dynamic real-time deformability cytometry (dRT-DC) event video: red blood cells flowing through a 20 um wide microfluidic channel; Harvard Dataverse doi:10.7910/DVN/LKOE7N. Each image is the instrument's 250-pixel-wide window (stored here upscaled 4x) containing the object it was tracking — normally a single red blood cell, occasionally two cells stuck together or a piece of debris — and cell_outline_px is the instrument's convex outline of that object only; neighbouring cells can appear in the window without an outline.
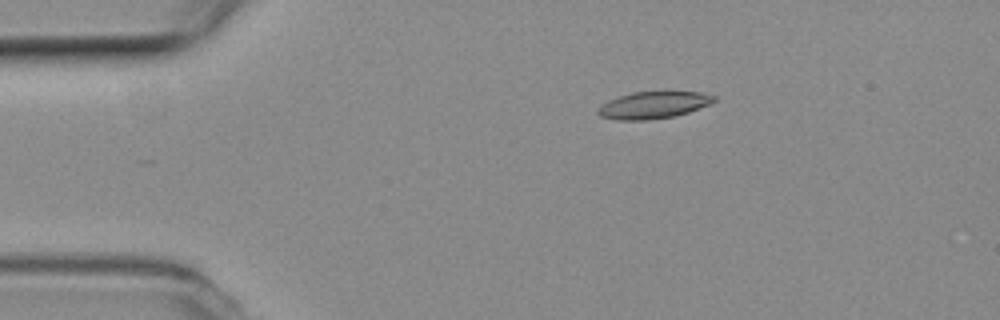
{"species": "common noctule bat (a hibernating species)", "species_latin": "Nyctalus noctula", "temperature_condition": "room temperature", "stored_images_in_passage": 24, "camera_frame_rate_fps": 3000, "um_per_image_px": 0.085, "animal": {"sex": "female", "body_mass_g": 19.3, "forearm_length_mm": 54.1}, "frame": {"image": 1, "passage_image": 2, "time_ms": 0.333, "image_size_px": [1000, 320], "cell_outline_px": [[716, 100], [708, 104], [688, 112], [676, 116], [648, 120], [616, 120], [600, 116], [596, 112], [608, 100], [632, 92], [700, 92], [716, 96]], "centroid_in_image_um": [55.53, 8.94], "position_along_channel_um": 29.5, "area_um2": 18.03}}
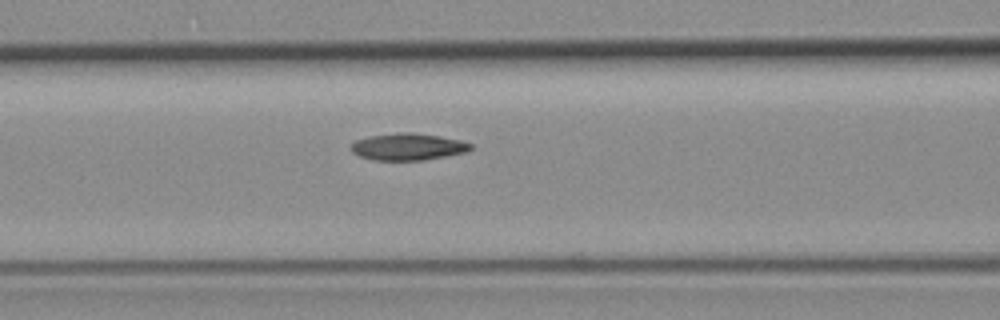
{"frame": {"image": 2, "passage_image": 14, "time_ms": 4.333, "image_size_px": [1000, 320], "cell_outline_px": [[472, 148], [468, 152], [424, 160], [372, 160], [360, 156], [352, 152], [348, 148], [356, 140], [368, 136], [400, 132], [412, 132], [440, 136], [460, 140], [472, 144]], "centroid_in_image_um": [34.67, 12.47], "position_along_channel_um": 131.9, "area_um2": 18.9}}
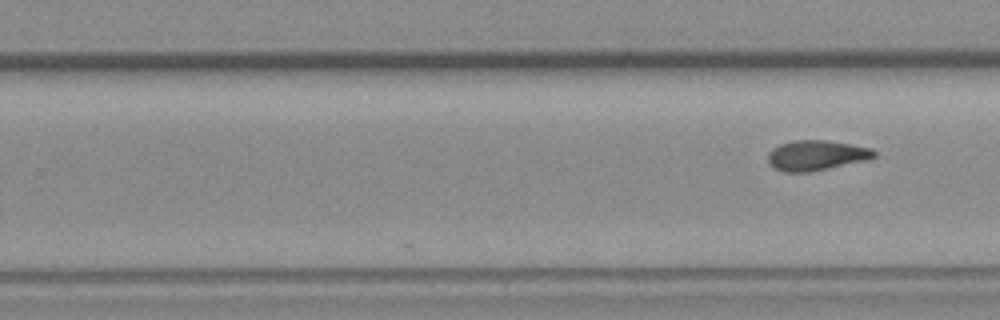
{"frame": {"image": 3, "passage_image": 24, "time_ms": 7.667, "image_size_px": [1000, 320], "cell_outline_px": [[876, 156], [868, 160], [808, 172], [784, 172], [776, 168], [768, 160], [768, 152], [772, 148], [780, 144], [792, 140], [824, 140], [872, 148], [876, 152]], "centroid_in_image_um": [69.39, 13.2], "position_along_channel_um": 260.4, "area_um2": 18.5}}